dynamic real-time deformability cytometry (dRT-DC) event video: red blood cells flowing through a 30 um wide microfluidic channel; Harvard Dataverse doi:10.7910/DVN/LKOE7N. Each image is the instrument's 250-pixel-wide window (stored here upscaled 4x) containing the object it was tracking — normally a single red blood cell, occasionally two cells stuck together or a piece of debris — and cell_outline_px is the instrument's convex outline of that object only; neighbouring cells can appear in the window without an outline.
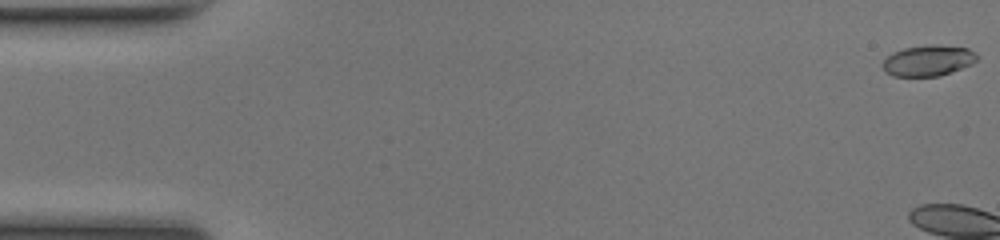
{"species": "common noctule bat (a hibernating species)", "species_latin": "Nyctalus noctula", "temperature_condition": "room temperature", "stored_images_in_passage": 5, "camera_frame_rate_fps": 3000, "um_per_image_px": 0.085, "animal": {"sex": "female", "body_mass_g": 17.0, "forearm_length_mm": 48.0}, "frame": {"image": 1, "passage_image": 1, "time_ms": 0.0, "image_size_px": [1000, 240], "cell_outline_px": [[980, 56], [972, 64], [940, 76], [892, 76], [884, 72], [880, 64], [892, 52], [904, 48], [928, 44], [936, 44], [968, 48], [976, 52]], "centroid_in_image_um": [78.88, 5.14], "position_along_channel_um": 6.1, "area_um2": 17.28}}